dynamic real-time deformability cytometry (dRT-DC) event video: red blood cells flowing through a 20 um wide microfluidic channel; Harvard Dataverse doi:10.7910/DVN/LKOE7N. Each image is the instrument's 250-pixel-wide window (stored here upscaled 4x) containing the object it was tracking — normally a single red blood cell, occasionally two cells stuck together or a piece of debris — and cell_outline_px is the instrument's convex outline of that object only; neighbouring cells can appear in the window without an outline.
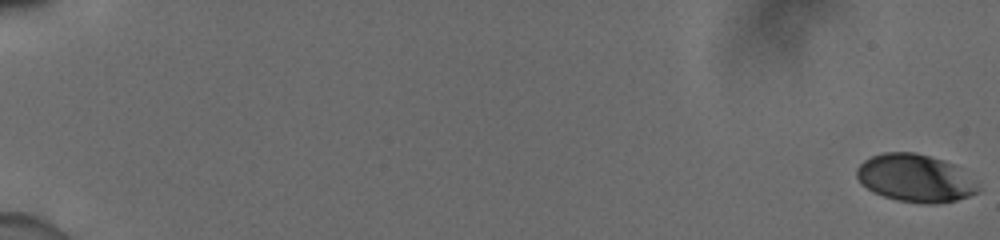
{"species": "human", "species_latin": "Homo sapiens", "temperature_condition": "cold", "stored_images_in_passage": 56, "camera_frame_rate_fps": 3000, "um_per_image_px": 0.085, "donor": {"sex": "male"}, "frame": {"image": 1, "passage_image": 1, "time_ms": 0.0, "image_size_px": [1000, 240], "cell_outline_px": [[980, 188], [976, 192], [968, 196], [956, 200], [936, 204], [920, 204], [896, 200], [872, 192], [860, 184], [856, 176], [856, 168], [864, 160], [872, 156], [884, 152], [916, 152], [944, 160], [952, 164], [976, 184]], "centroid_in_image_um": [77.71, 15.15], "position_along_channel_um": 7.3, "area_um2": 33.58}}
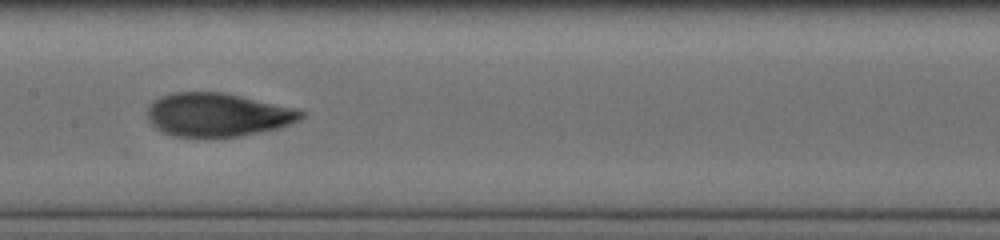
{"frame": {"image": 2, "passage_image": 32, "time_ms": 10.333, "image_size_px": [1000, 240], "cell_outline_px": [[308, 116], [280, 128], [240, 136], [204, 140], [172, 136], [160, 132], [148, 120], [148, 108], [152, 100], [160, 96], [172, 92], [224, 92], [292, 108], [308, 112]], "centroid_in_image_um": [18.46, 9.8], "position_along_channel_um": 188.9, "area_um2": 39.94}}
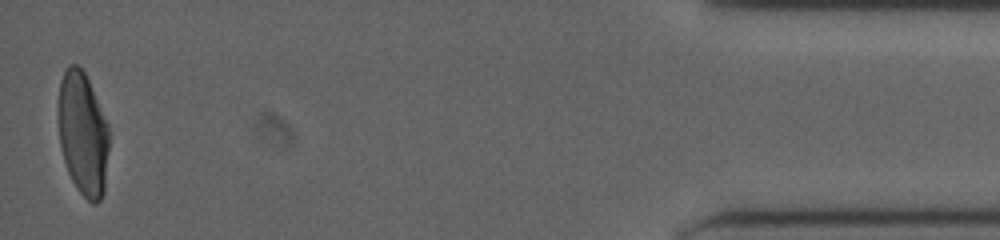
{"frame": {"image": 3, "passage_image": 56, "time_ms": 18.333, "image_size_px": [1000, 240], "cell_outline_px": [[108, 148], [104, 192], [100, 200], [96, 204], [92, 204], [76, 188], [68, 172], [64, 160], [60, 144], [60, 80], [68, 64], [76, 64], [84, 72], [88, 80], [108, 124]], "centroid_in_image_um": [7.06, 11.4], "position_along_channel_um": 428.1, "area_um2": 35.84}, "authors_computed_cell_mechanics": {"area_um2": 37.6567, "velocity_mm_per_s": 3.9114, "shape_relaxation_time_tau1_ms": 4.5817, "shape_relaxation_time_tau2_ms": 1.0913, "deformation_change_tau1": 0.1966, "deformation_change_tau2": 0.0696}}